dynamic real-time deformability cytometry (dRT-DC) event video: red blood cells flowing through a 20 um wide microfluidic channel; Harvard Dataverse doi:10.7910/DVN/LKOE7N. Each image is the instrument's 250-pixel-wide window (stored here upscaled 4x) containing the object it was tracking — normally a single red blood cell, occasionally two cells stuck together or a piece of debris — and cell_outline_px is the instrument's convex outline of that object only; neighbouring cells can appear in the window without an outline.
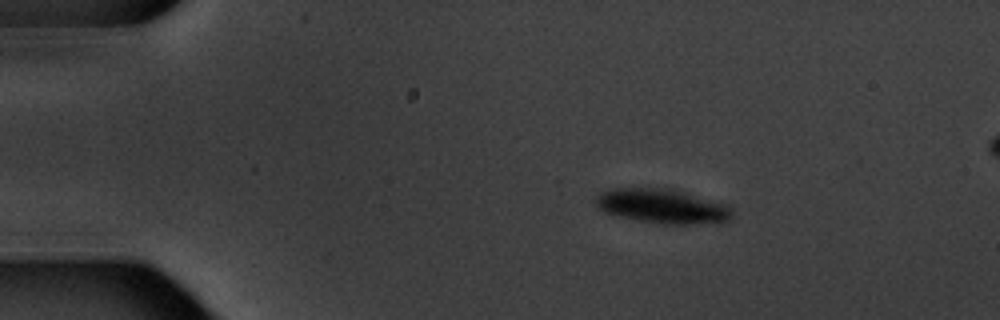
{"species": "common noctule bat (a hibernating species)", "species_latin": "Nyctalus noctula", "temperature_condition": "warm", "stored_images_in_passage": 5, "camera_frame_rate_fps": 3000, "um_per_image_px": 0.085, "animal": {"sex": "male", "body_mass_g": 20.1, "forearm_length_mm": 53.5}, "frame": {"image": 1, "passage_image": 2, "time_ms": 1.333, "image_size_px": [1000, 320], "cell_outline_px": [[732, 216], [728, 220], [692, 224], [660, 224], [616, 216], [604, 212], [596, 204], [596, 196], [600, 192], [608, 188], [656, 188], [676, 192], [724, 204], [732, 208]], "centroid_in_image_um": [56.18, 17.54], "position_along_channel_um": 28.8, "area_um2": 26.53}}